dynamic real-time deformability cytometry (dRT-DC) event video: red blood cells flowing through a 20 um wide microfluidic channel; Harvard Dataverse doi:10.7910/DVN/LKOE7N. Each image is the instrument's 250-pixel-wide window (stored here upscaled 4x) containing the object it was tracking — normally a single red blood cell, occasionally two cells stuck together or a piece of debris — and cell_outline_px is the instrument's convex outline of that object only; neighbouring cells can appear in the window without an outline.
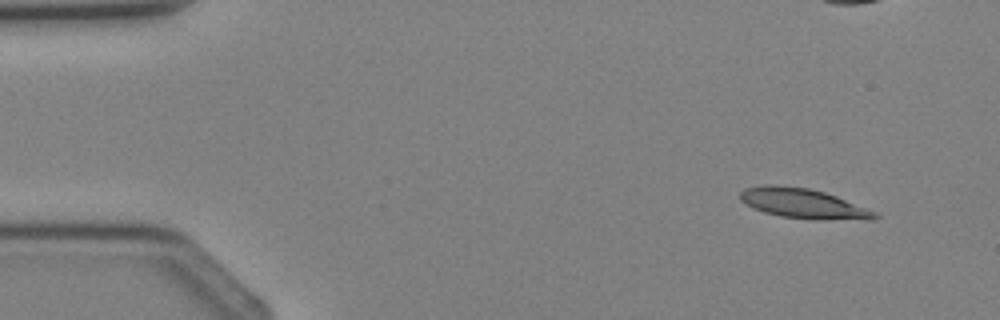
{"species": "Egyptian fruit bat (a non-hibernating species)", "species_latin": "Rousettus aegyptiacus", "temperature_condition": "cold", "stored_images_in_passage": 3, "camera_frame_rate_fps": 3000, "um_per_image_px": 0.085, "animal": {"sex": "female"}, "frame": {"image": 1, "passage_image": 3, "time_ms": 3.333, "image_size_px": [1000, 320], "cell_outline_px": [[880, 216], [780, 216], [764, 212], [752, 208], [740, 200], [740, 192], [744, 188], [764, 184], [772, 184], [808, 188], [824, 192], [836, 196], [876, 212]], "centroid_in_image_um": [67.97, 17.18], "position_along_channel_um": 17.0, "area_um2": 21.39}}